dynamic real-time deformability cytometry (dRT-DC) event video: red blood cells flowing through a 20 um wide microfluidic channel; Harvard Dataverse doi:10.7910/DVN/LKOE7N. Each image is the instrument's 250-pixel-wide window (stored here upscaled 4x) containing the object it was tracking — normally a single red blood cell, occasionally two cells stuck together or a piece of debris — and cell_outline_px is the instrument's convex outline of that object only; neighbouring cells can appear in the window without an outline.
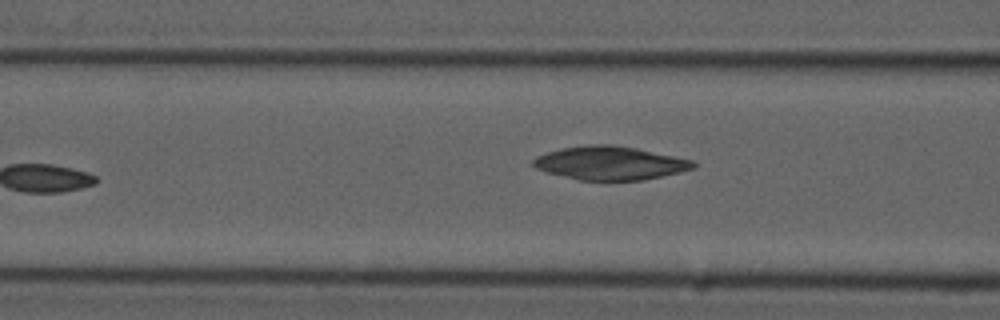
{"species": "common noctule bat (a hibernating species)", "species_latin": "Nyctalus noctula", "temperature_condition": "cold", "stored_images_in_passage": 35, "segment_of_instrument_passage": [1, 2], "camera_frame_rate_fps": 3000, "um_per_image_px": 0.085, "animal": {"sex": "male", "forearm_length_mm": 52.5}, "frame": {"image": 1, "passage_image": 4, "time_ms": 1.0, "image_size_px": [1000, 320], "cell_outline_px": [[696, 168], [644, 180], [580, 180], [548, 172], [536, 168], [532, 164], [532, 160], [536, 156], [548, 152], [564, 148], [588, 144], [608, 144], [636, 148], [692, 160], [696, 164]], "centroid_in_image_um": [51.86, 13.86], "position_along_channel_um": 114.7, "area_um2": 30.92}}
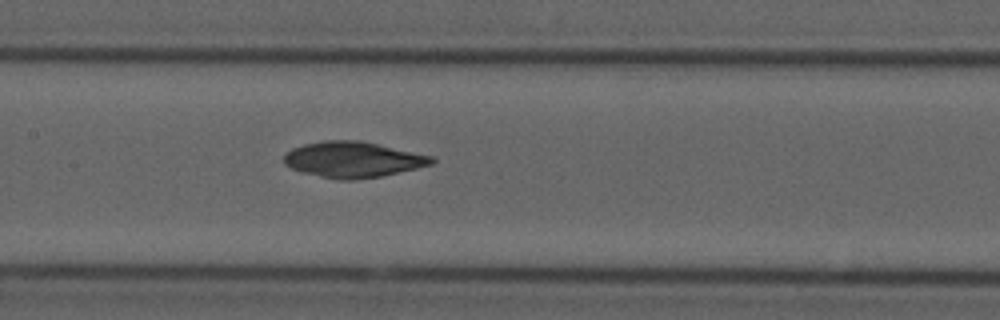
{"frame": {"image": 2, "passage_image": 9, "time_ms": 2.667, "image_size_px": [1000, 320], "cell_outline_px": [[436, 160], [432, 164], [416, 168], [380, 176], [356, 180], [340, 180], [320, 176], [304, 172], [292, 168], [284, 164], [284, 156], [292, 148], [304, 144], [324, 140], [360, 140], [432, 156]], "centroid_in_image_um": [29.99, 13.56], "position_along_channel_um": 177.4, "area_um2": 30.52}}
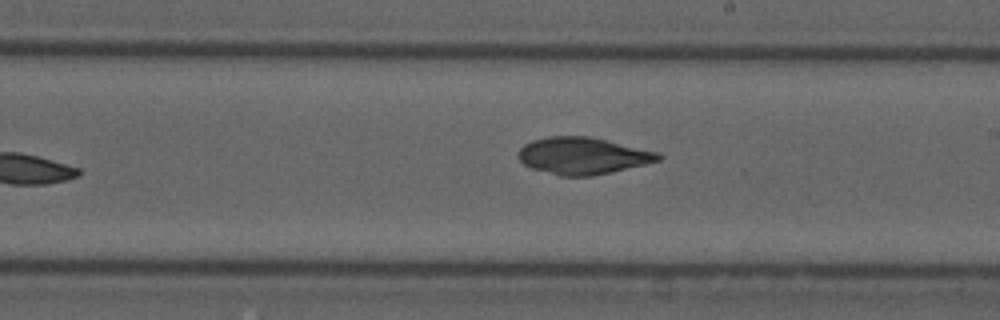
{"frame": {"image": 3, "passage_image": 14, "time_ms": 4.333, "image_size_px": [1000, 320], "cell_outline_px": [[664, 156], [660, 160], [612, 172], [592, 176], [560, 176], [532, 168], [524, 164], [516, 156], [520, 148], [524, 144], [532, 140], [548, 136], [588, 136], [660, 152]], "centroid_in_image_um": [49.53, 13.24], "position_along_channel_um": 239.5, "area_um2": 30.17}}